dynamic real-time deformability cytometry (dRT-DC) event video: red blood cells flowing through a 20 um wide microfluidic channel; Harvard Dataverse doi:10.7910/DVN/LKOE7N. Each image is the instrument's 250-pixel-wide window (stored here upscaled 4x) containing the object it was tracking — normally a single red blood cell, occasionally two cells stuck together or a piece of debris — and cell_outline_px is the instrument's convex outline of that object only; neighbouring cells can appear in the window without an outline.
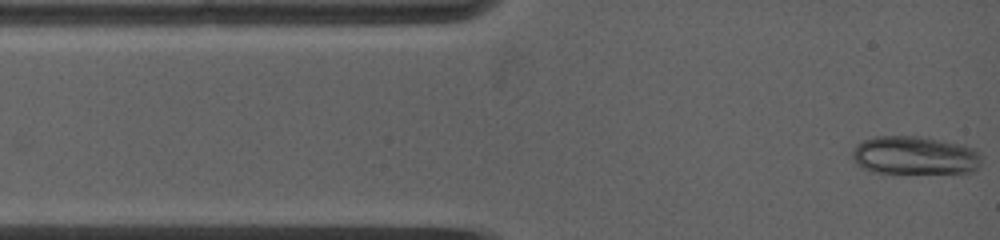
{"species": "common noctule bat (a hibernating species)", "species_latin": "Nyctalus noctula", "temperature_condition": "warm", "stored_images_in_passage": 67, "camera_frame_rate_fps": 5000, "um_per_image_px": 0.085, "animal": {"sex": "female", "body_mass_g": 19.0, "forearm_length_mm": 53.3}, "frame": {"image": 1, "passage_image": 1, "time_ms": 0.0, "image_size_px": [1000, 240], "cell_outline_px": [[980, 168], [972, 172], [872, 172], [856, 164], [852, 160], [852, 152], [856, 144], [864, 140], [876, 136], [916, 136], [964, 144], [976, 148], [980, 156]], "centroid_in_image_um": [77.76, 13.2], "position_along_channel_um": 7.2, "area_um2": 28.84}}
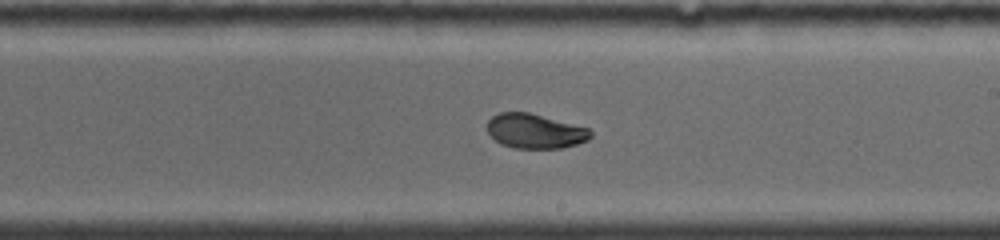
{"frame": {"image": 2, "passage_image": 31, "time_ms": 7.2, "image_size_px": [1000, 240], "cell_outline_px": [[592, 136], [588, 140], [576, 144], [560, 148], [512, 148], [500, 144], [488, 132], [488, 120], [492, 116], [500, 112], [528, 112], [588, 128], [592, 132]], "centroid_in_image_um": [45.47, 11.15], "position_along_channel_um": 243.5, "area_um2": 20.69}}
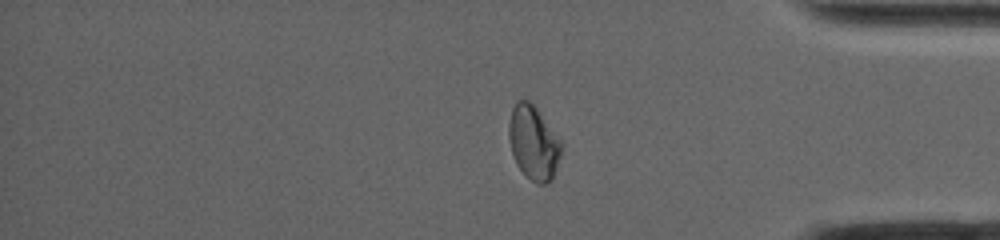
{"frame": {"image": 3, "passage_image": 53, "time_ms": 11.4, "image_size_px": [1000, 240], "cell_outline_px": [[564, 144], [552, 180], [544, 184], [536, 184], [516, 164], [512, 152], [508, 136], [508, 124], [512, 108], [516, 100], [528, 100], [536, 108]], "centroid_in_image_um": [45.35, 12.12], "position_along_channel_um": 389.9, "area_um2": 22.54}, "authors_computed_cell_mechanics": {"area_um2": 22.542, "velocity_mm_per_s": 3.927, "shape_relaxation_time_tau1_ms": 11.3784, "shape_relaxation_time_tau2_ms": null, "deformation_change_tau1": 0.2576, "deformation_change_tau2": null}}